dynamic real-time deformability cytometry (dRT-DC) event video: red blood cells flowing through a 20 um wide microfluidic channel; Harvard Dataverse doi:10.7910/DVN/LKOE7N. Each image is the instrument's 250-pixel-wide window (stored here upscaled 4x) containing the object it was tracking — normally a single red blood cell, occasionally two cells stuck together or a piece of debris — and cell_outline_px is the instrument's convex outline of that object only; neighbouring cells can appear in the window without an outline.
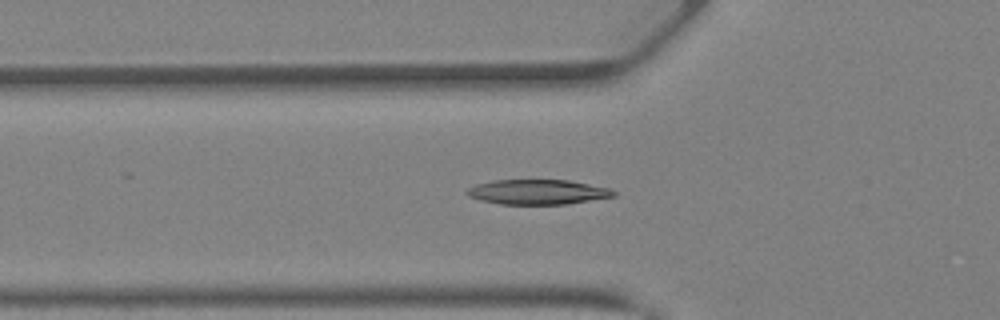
{"species": "Egyptian fruit bat (a non-hibernating species)", "species_latin": "Rousettus aegyptiacus", "temperature_condition": "warm", "stored_images_in_passage": 40, "camera_frame_rate_fps": 3000, "um_per_image_px": 0.085, "animal": {"sex": "female"}, "frame": {"image": 1, "passage_image": 14, "time_ms": 4.333, "image_size_px": [1000, 320], "cell_outline_px": [[616, 196], [568, 204], [500, 204], [480, 200], [468, 196], [464, 192], [468, 188], [476, 184], [492, 180], [568, 180], [612, 188], [616, 192]], "centroid_in_image_um": [45.71, 16.32], "position_along_channel_um": 80.1, "area_um2": 21.44}}
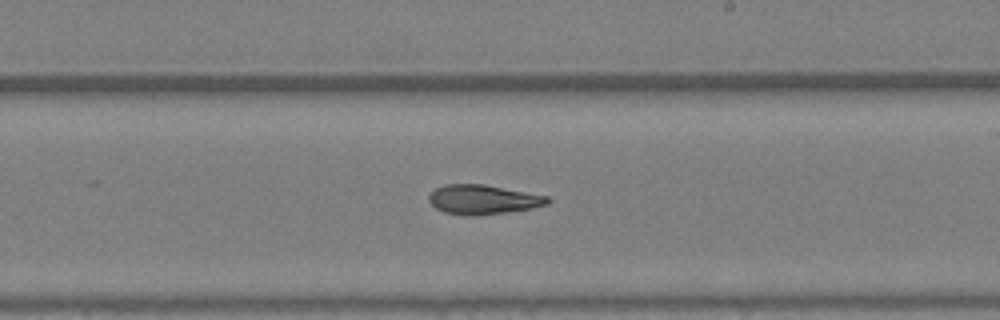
{"frame": {"image": 2, "passage_image": 24, "time_ms": 7.667, "image_size_px": [1000, 320], "cell_outline_px": [[552, 200], [548, 204], [532, 208], [504, 212], [444, 212], [436, 208], [428, 200], [428, 196], [436, 188], [444, 184], [484, 184], [548, 196]], "centroid_in_image_um": [41.1, 16.9], "position_along_channel_um": 247.9, "area_um2": 19.36}}
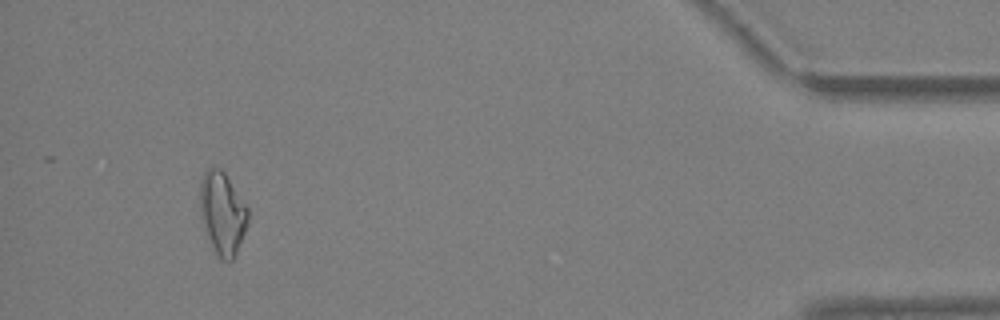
{"frame": {"image": 3, "passage_image": 38, "time_ms": 12.333, "image_size_px": [1000, 320], "cell_outline_px": [[248, 220], [244, 232], [236, 252], [232, 260], [220, 260], [216, 256], [204, 228], [200, 216], [200, 180], [204, 172], [212, 164], [220, 168], [224, 172], [248, 208]], "centroid_in_image_um": [18.87, 18.09], "position_along_channel_um": 416.3, "area_um2": 23.06}}